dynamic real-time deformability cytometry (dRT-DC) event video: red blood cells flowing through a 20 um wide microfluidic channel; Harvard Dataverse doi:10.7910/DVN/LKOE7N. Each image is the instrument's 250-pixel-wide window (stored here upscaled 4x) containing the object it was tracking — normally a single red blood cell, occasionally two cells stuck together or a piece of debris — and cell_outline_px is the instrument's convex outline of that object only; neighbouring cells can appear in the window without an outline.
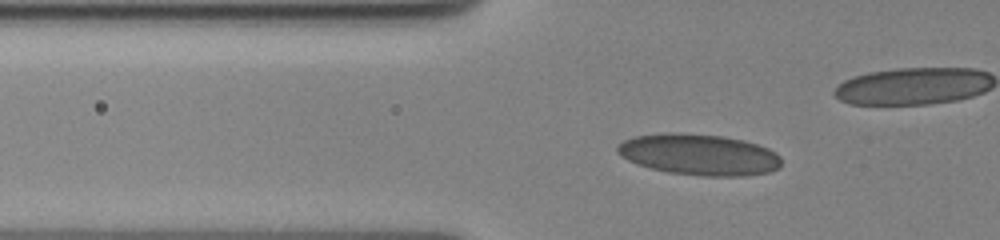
{"species": "human", "species_latin": "Homo sapiens", "temperature_condition": "cold", "stored_images_in_passage": 33, "camera_frame_rate_fps": 3000, "um_per_image_px": 0.085, "donor": {"sex": "female"}, "frame": {"image": 1, "passage_image": 2, "time_ms": 0.333, "image_size_px": [1000, 240], "cell_outline_px": [[780, 168], [768, 172], [744, 176], [700, 176], [668, 172], [636, 164], [620, 156], [616, 152], [616, 148], [624, 140], [632, 136], [664, 132], [676, 132], [724, 136], [744, 140], [768, 148], [776, 152], [780, 156]], "centroid_in_image_um": [59.4, 13.13], "position_along_channel_um": 66.4, "area_um2": 39.65}}
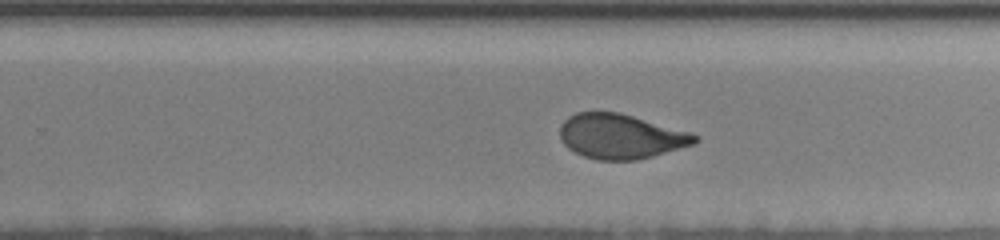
{"frame": {"image": 2, "passage_image": 21, "time_ms": 6.667, "image_size_px": [1000, 240], "cell_outline_px": [[700, 140], [696, 144], [652, 156], [636, 160], [596, 160], [584, 156], [568, 148], [560, 140], [560, 124], [568, 116], [576, 112], [620, 112], [692, 132], [700, 136]], "centroid_in_image_um": [52.79, 11.58], "position_along_channel_um": 277.0, "area_um2": 35.55}}
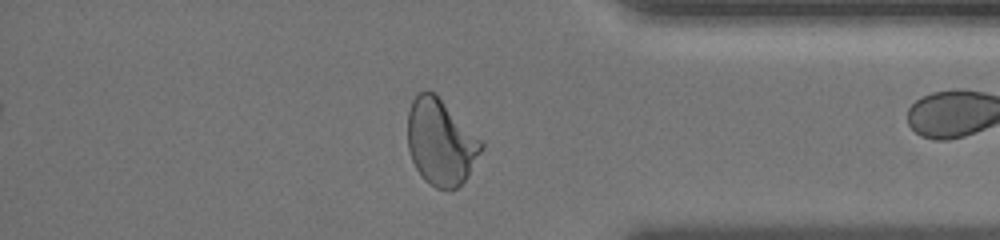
{"frame": {"image": 3, "passage_image": 32, "time_ms": 10.333, "image_size_px": [1000, 240], "cell_outline_px": [[484, 148], [468, 176], [456, 188], [436, 188], [424, 180], [420, 176], [412, 160], [408, 148], [408, 112], [412, 100], [420, 92], [436, 92], [484, 144]], "centroid_in_image_um": [37.46, 12.08], "position_along_channel_um": 397.7, "area_um2": 36.76}}